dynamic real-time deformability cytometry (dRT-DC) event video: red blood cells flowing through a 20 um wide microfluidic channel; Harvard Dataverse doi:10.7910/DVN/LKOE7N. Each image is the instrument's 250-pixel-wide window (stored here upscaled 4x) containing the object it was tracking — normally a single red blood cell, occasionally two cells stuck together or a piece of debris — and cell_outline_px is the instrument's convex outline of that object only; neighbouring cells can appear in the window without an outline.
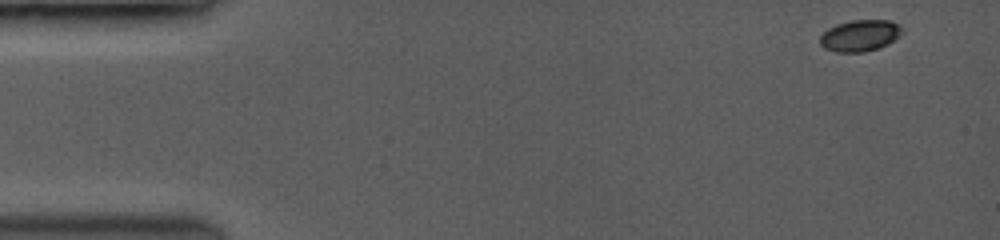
{"species": "common noctule bat (a hibernating species)", "species_latin": "Nyctalus noctula", "temperature_condition": "room temperature", "stored_images_in_passage": 9, "camera_frame_rate_fps": 3500, "um_per_image_px": 0.085, "animal": {"sex": "female", "body_mass_g": 19.0, "forearm_length_mm": 53.3}, "frame": {"image": 1, "passage_image": 1, "time_ms": 0.0, "image_size_px": [1000, 240], "cell_outline_px": [[904, 32], [892, 40], [876, 48], [860, 52], [836, 52], [824, 48], [820, 44], [820, 36], [828, 28], [836, 24], [852, 20], [888, 20], [896, 24]], "centroid_in_image_um": [73.03, 3.01], "position_along_channel_um": 12.0, "area_um2": 14.68}}
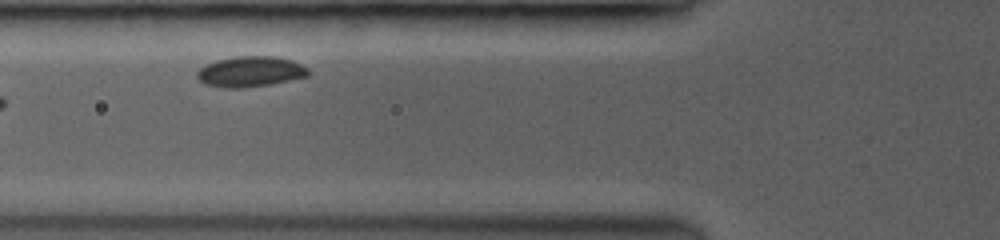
{"frame": {"image": 2, "passage_image": 7, "time_ms": 6.0, "image_size_px": [1000, 240], "cell_outline_px": [[308, 76], [268, 84], [244, 88], [228, 88], [204, 84], [196, 76], [196, 72], [200, 68], [216, 60], [236, 56], [276, 56], [292, 60], [308, 68]], "centroid_in_image_um": [21.26, 6.08], "position_along_channel_um": 104.5, "area_um2": 19.65}}
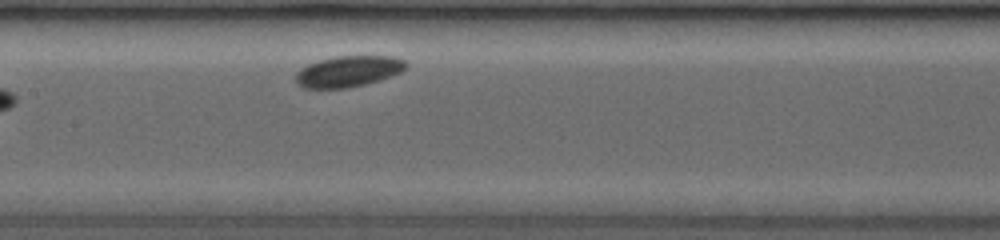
{"frame": {"image": 3, "passage_image": 9, "time_ms": 8.0, "image_size_px": [1000, 240], "cell_outline_px": [[408, 68], [400, 72], [364, 84], [344, 88], [304, 88], [296, 84], [296, 72], [300, 68], [308, 64], [332, 56], [392, 56], [404, 60], [408, 64]], "centroid_in_image_um": [29.58, 6.05], "position_along_channel_um": 177.8, "area_um2": 19.83}}